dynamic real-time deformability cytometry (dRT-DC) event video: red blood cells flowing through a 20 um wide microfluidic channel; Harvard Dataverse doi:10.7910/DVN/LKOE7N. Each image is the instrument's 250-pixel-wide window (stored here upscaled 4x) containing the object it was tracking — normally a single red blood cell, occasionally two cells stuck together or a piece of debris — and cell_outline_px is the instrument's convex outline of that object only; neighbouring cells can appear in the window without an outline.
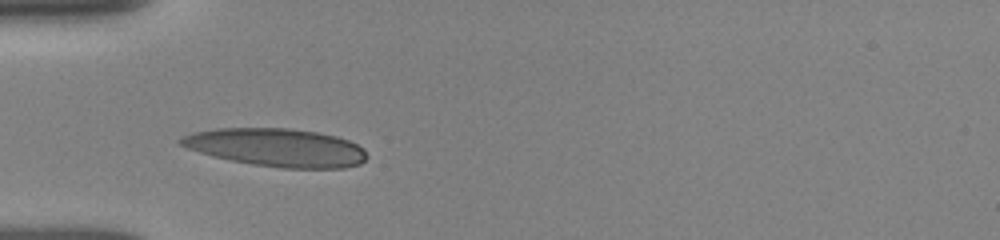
{"species": "human", "species_latin": "Homo sapiens", "temperature_condition": "room temperature", "stored_images_in_passage": 47, "camera_frame_rate_fps": 3000, "um_per_image_px": 0.085, "donor": {"sex": "female"}, "frame": {"image": 1, "passage_image": 1, "time_ms": 0.0, "image_size_px": [1000, 240], "cell_outline_px": [[368, 156], [360, 164], [344, 168], [280, 168], [232, 160], [212, 156], [188, 148], [180, 144], [176, 140], [192, 132], [216, 128], [288, 128], [316, 132], [336, 136], [348, 140], [364, 148]], "centroid_in_image_um": [23.52, 12.53], "position_along_channel_um": 61.5, "area_um2": 41.21}}
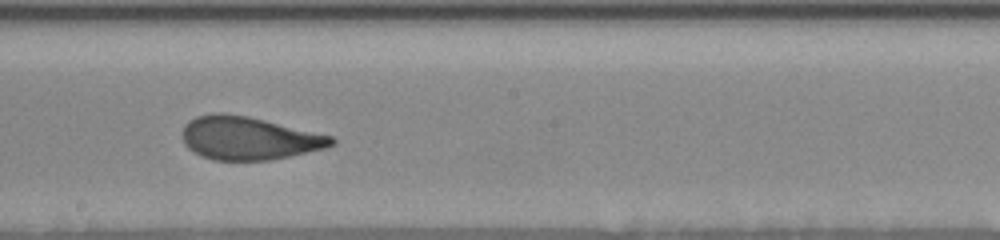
{"frame": {"image": 2, "passage_image": 29, "time_ms": 4.333, "image_size_px": [1000, 240], "cell_outline_px": [[336, 144], [324, 148], [288, 156], [268, 160], [212, 160], [200, 156], [188, 148], [184, 144], [184, 124], [188, 120], [196, 116], [212, 112], [224, 112], [248, 116], [332, 136], [336, 140]], "centroid_in_image_um": [21.11, 11.73], "position_along_channel_um": 227.1, "area_um2": 37.4}}
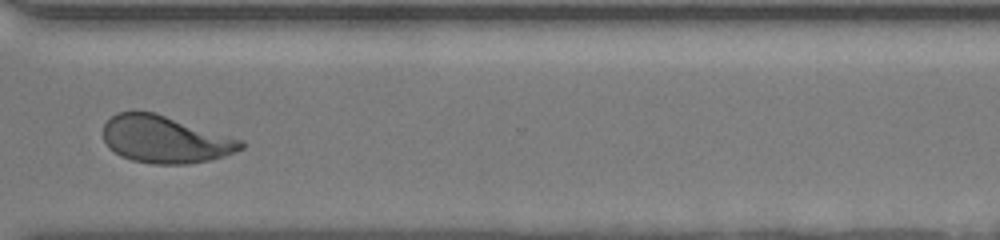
{"frame": {"image": 3, "passage_image": 39, "time_ms": 7.667, "image_size_px": [1000, 240], "cell_outline_px": [[244, 148], [224, 156], [212, 160], [188, 164], [156, 164], [132, 160], [120, 156], [104, 140], [104, 124], [116, 112], [136, 108], [156, 112], [244, 140]], "centroid_in_image_um": [14.05, 11.81], "position_along_channel_um": 356.6, "area_um2": 38.44}, "authors_computed_cell_mechanics": {"area_um2": 37.9746, "velocity_mm_per_s": 3.9013, "shape_relaxation_time_tau1_ms": 4.0213, "shape_relaxation_time_tau2_ms": 0.9836, "deformation_change_tau1": 0.1841, "deformation_change_tau2": 0.08}}